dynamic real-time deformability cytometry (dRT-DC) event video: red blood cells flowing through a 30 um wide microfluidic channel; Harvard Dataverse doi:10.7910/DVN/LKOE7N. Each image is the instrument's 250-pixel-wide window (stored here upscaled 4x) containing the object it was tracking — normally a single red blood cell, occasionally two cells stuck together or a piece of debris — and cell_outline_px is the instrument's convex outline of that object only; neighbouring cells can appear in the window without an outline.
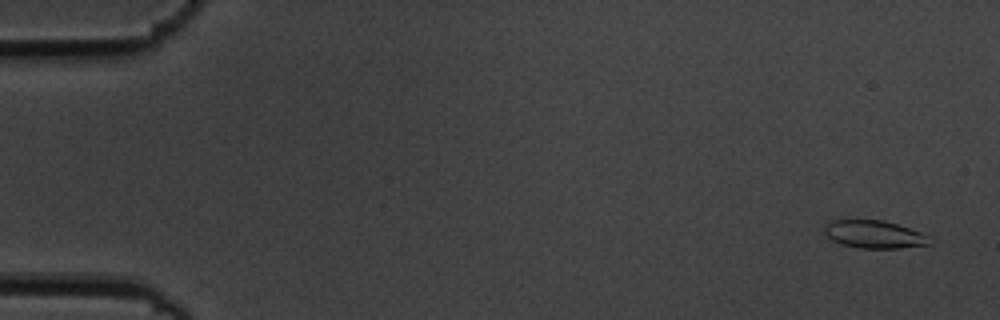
{"species": "common noctule bat (a hibernating species)", "species_latin": "Nyctalus noctula", "temperature_condition": "cold", "stored_images_in_passage": 18, "camera_frame_rate_fps": 3000, "um_per_image_px": 0.085, "animal": {"sex": "male", "body_mass_g": 19.5, "forearm_length_mm": 54.6}, "frame": {"image": 1, "passage_image": 3, "time_ms": 0.667, "image_size_px": [1000, 320], "cell_outline_px": [[932, 244], [900, 248], [860, 248], [840, 244], [832, 240], [824, 232], [824, 224], [832, 220], [884, 220], [920, 232]], "centroid_in_image_um": [74.24, 19.92], "position_along_channel_um": 10.8, "area_um2": 16.82}}